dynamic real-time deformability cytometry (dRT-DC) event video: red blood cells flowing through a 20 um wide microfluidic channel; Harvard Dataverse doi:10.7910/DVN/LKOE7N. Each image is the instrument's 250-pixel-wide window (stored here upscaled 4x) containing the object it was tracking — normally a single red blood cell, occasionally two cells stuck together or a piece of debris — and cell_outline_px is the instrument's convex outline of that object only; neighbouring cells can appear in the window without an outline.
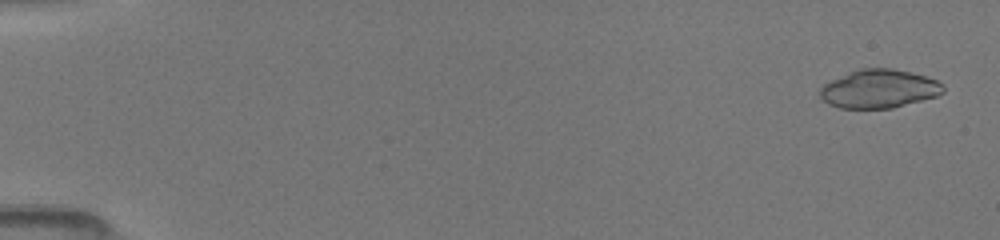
{"species": "common noctule bat (a hibernating species)", "species_latin": "Nyctalus noctula", "temperature_condition": "room temperature", "stored_images_in_passage": 10, "camera_frame_rate_fps": 3000, "um_per_image_px": 0.085, "animal": {"sex": "female", "body_mass_g": 19.5, "forearm_length_mm": 54.1}, "frame": {"image": 1, "passage_image": 2, "time_ms": 0.333, "image_size_px": [1000, 240], "cell_outline_px": [[944, 92], [936, 96], [892, 108], [840, 108], [828, 104], [820, 96], [820, 88], [824, 84], [848, 72], [860, 68], [892, 68], [912, 72], [936, 80], [944, 84]], "centroid_in_image_um": [74.72, 7.54], "position_along_channel_um": 10.3, "area_um2": 27.57}}
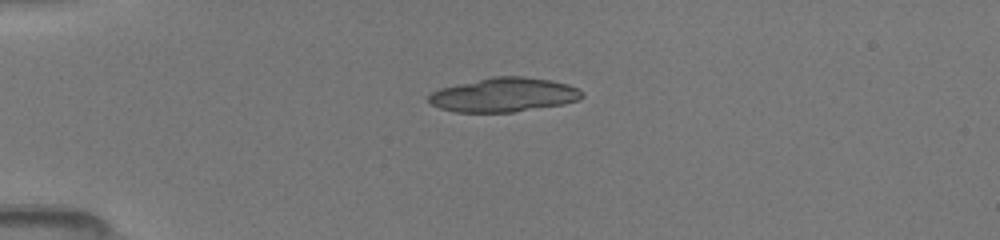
{"frame": {"image": 2, "passage_image": 8, "time_ms": 4.0, "image_size_px": [1000, 240], "cell_outline_px": [[584, 96], [580, 100], [564, 104], [512, 112], [456, 112], [440, 108], [432, 104], [428, 100], [428, 96], [432, 92], [440, 88], [492, 76], [524, 76], [552, 80], [568, 84], [584, 92]], "centroid_in_image_um": [42.86, 8.05], "position_along_channel_um": 42.1, "area_um2": 30.58}}